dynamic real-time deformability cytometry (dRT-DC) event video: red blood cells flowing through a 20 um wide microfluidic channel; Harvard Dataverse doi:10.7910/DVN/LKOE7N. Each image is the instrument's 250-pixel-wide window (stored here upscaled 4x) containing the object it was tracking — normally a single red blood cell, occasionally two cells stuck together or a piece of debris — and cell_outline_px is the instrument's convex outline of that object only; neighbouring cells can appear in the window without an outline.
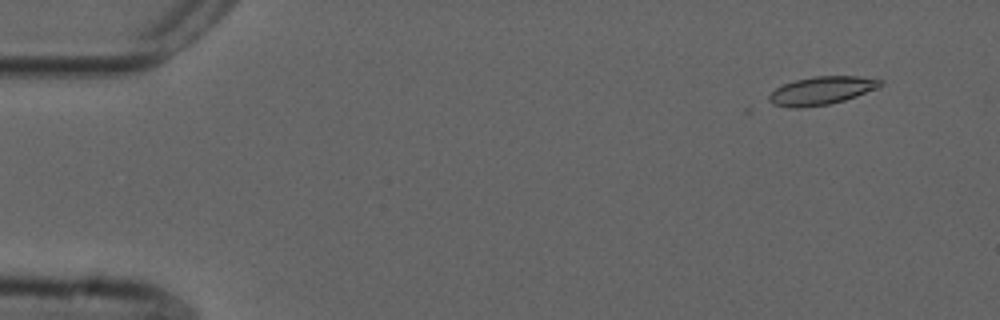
{"species": "common noctule bat (a hibernating species)", "species_latin": "Nyctalus noctula", "temperature_condition": "cold", "stored_images_in_passage": 51, "camera_frame_rate_fps": 3000, "um_per_image_px": 0.085, "animal": {"sex": "male", "forearm_length_mm": 52.5}, "frame": {"image": 1, "passage_image": 1, "time_ms": 0.0, "image_size_px": [1000, 320], "cell_outline_px": [[884, 84], [876, 88], [856, 96], [844, 100], [828, 104], [796, 108], [788, 108], [772, 104], [768, 100], [768, 96], [776, 88], [784, 84], [796, 80], [812, 76], [856, 76], [884, 80]], "centroid_in_image_um": [69.81, 7.7], "position_along_channel_um": 15.2, "area_um2": 18.15}}
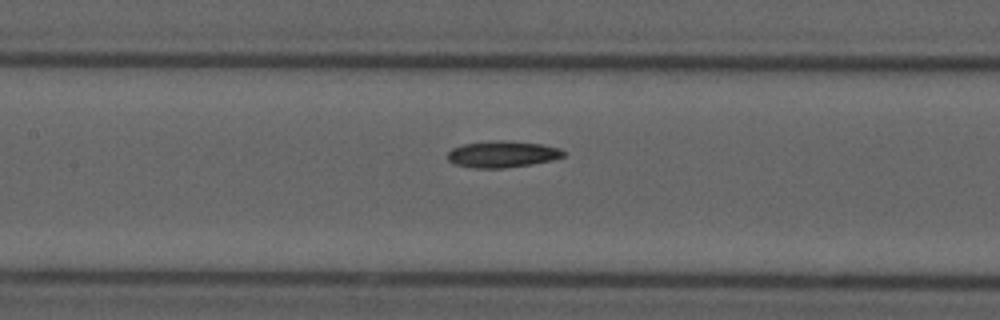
{"frame": {"image": 2, "passage_image": 22, "time_ms": 7.0, "image_size_px": [1000, 320], "cell_outline_px": [[564, 156], [552, 160], [532, 164], [504, 168], [472, 168], [452, 164], [448, 160], [448, 152], [452, 148], [464, 144], [496, 140], [504, 140], [540, 144], [560, 148], [564, 152]], "centroid_in_image_um": [42.67, 13.11], "position_along_channel_um": 164.7, "area_um2": 17.92}}
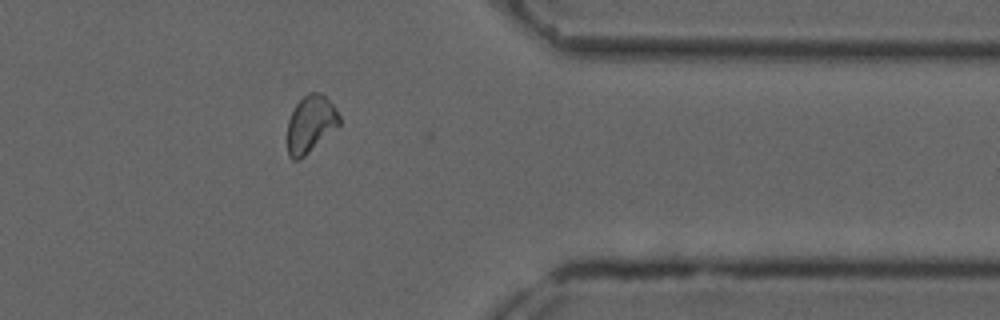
{"frame": {"image": 3, "passage_image": 41, "time_ms": 13.333, "image_size_px": [1000, 320], "cell_outline_px": [[340, 124], [300, 160], [292, 160], [288, 156], [288, 120], [296, 104], [308, 92], [320, 92], [332, 104], [340, 116]], "centroid_in_image_um": [26.38, 10.55], "position_along_channel_um": 385.0, "area_um2": 17.05}}